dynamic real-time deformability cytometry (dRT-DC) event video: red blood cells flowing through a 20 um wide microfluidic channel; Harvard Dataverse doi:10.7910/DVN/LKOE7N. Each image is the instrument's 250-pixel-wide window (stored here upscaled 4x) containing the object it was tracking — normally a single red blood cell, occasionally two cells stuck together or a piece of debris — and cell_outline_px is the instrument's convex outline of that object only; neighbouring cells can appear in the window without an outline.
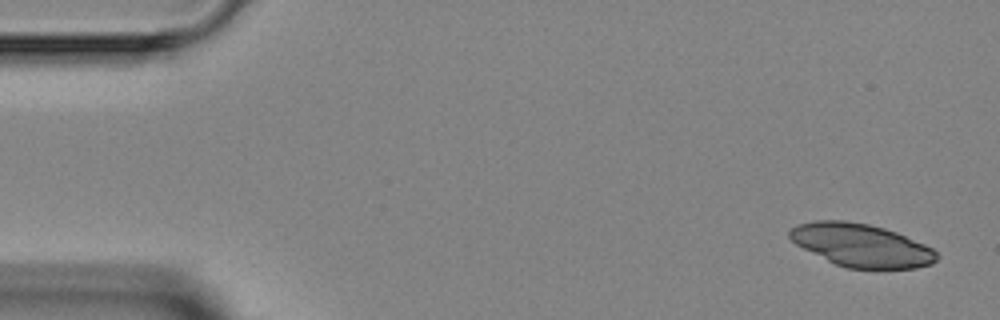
{"species": "Egyptian fruit bat (a non-hibernating species)", "species_latin": "Rousettus aegyptiacus", "temperature_condition": "room temperature", "stored_images_in_passage": 3, "segment_of_instrument_passage": [2, 2], "camera_frame_rate_fps": 3000, "um_per_image_px": 0.085, "animal": {"sex": "female"}, "frame": {"image": 1, "passage_image": 3, "time_ms": 3.333, "image_size_px": [1000, 320], "cell_outline_px": [[940, 256], [932, 264], [916, 268], [848, 268], [836, 264], [796, 244], [788, 236], [788, 232], [796, 224], [812, 220], [844, 220], [868, 224], [884, 228], [896, 232], [924, 244], [932, 248]], "centroid_in_image_um": [73.21, 20.83], "position_along_channel_um": 11.8, "area_um2": 36.59}}